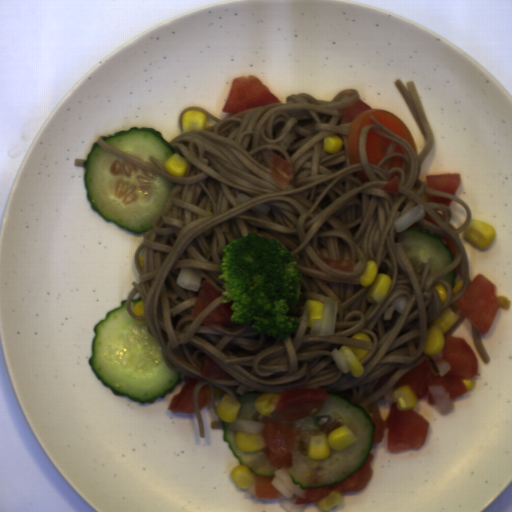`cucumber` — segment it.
Returning <instances> with one entry per match:
<instances>
[{
  "mask_svg": "<svg viewBox=\"0 0 512 512\" xmlns=\"http://www.w3.org/2000/svg\"><path fill=\"white\" fill-rule=\"evenodd\" d=\"M262 393L257 391H248L245 394H237V400L240 403L239 414L237 419L261 421L263 415L256 408V400Z\"/></svg>",
  "mask_w": 512,
  "mask_h": 512,
  "instance_id": "7",
  "label": "cucumber"
},
{
  "mask_svg": "<svg viewBox=\"0 0 512 512\" xmlns=\"http://www.w3.org/2000/svg\"><path fill=\"white\" fill-rule=\"evenodd\" d=\"M440 280H444L451 288L456 285V270L453 268L450 272L440 276Z\"/></svg>",
  "mask_w": 512,
  "mask_h": 512,
  "instance_id": "8",
  "label": "cucumber"
},
{
  "mask_svg": "<svg viewBox=\"0 0 512 512\" xmlns=\"http://www.w3.org/2000/svg\"><path fill=\"white\" fill-rule=\"evenodd\" d=\"M112 148L128 154L150 166L157 168L150 157L163 167L175 152L160 131L152 127H132L102 136ZM158 169V168H157Z\"/></svg>",
  "mask_w": 512,
  "mask_h": 512,
  "instance_id": "4",
  "label": "cucumber"
},
{
  "mask_svg": "<svg viewBox=\"0 0 512 512\" xmlns=\"http://www.w3.org/2000/svg\"><path fill=\"white\" fill-rule=\"evenodd\" d=\"M83 184L90 207L106 222L134 233L153 228L176 183L134 166L100 147L91 146L83 162Z\"/></svg>",
  "mask_w": 512,
  "mask_h": 512,
  "instance_id": "2",
  "label": "cucumber"
},
{
  "mask_svg": "<svg viewBox=\"0 0 512 512\" xmlns=\"http://www.w3.org/2000/svg\"><path fill=\"white\" fill-rule=\"evenodd\" d=\"M95 333L88 363L98 381L117 396L145 404L174 392L181 372L164 361L160 344L146 324H135L127 310V299L107 311L93 327Z\"/></svg>",
  "mask_w": 512,
  "mask_h": 512,
  "instance_id": "1",
  "label": "cucumber"
},
{
  "mask_svg": "<svg viewBox=\"0 0 512 512\" xmlns=\"http://www.w3.org/2000/svg\"><path fill=\"white\" fill-rule=\"evenodd\" d=\"M224 429L223 439L228 445L235 457L238 458L240 465L248 466L253 474L259 476H275V467L269 461L264 450L255 452H243L236 443V431L230 430L229 422L222 420Z\"/></svg>",
  "mask_w": 512,
  "mask_h": 512,
  "instance_id": "6",
  "label": "cucumber"
},
{
  "mask_svg": "<svg viewBox=\"0 0 512 512\" xmlns=\"http://www.w3.org/2000/svg\"><path fill=\"white\" fill-rule=\"evenodd\" d=\"M397 242L401 244L413 270L422 264H428L432 258L427 276L455 262V257L441 234L432 233L431 230L421 226H410L399 232Z\"/></svg>",
  "mask_w": 512,
  "mask_h": 512,
  "instance_id": "5",
  "label": "cucumber"
},
{
  "mask_svg": "<svg viewBox=\"0 0 512 512\" xmlns=\"http://www.w3.org/2000/svg\"><path fill=\"white\" fill-rule=\"evenodd\" d=\"M327 393L330 398L324 401L319 411L307 418L290 422L301 428L304 434L293 449L292 465L287 472L293 482L301 485L304 490L331 487L335 483L345 482L360 471L374 441L376 426L365 408L352 403L347 396ZM343 425L356 434V443L340 453L332 452L326 459H308V442L312 434H329Z\"/></svg>",
  "mask_w": 512,
  "mask_h": 512,
  "instance_id": "3",
  "label": "cucumber"
}]
</instances>
